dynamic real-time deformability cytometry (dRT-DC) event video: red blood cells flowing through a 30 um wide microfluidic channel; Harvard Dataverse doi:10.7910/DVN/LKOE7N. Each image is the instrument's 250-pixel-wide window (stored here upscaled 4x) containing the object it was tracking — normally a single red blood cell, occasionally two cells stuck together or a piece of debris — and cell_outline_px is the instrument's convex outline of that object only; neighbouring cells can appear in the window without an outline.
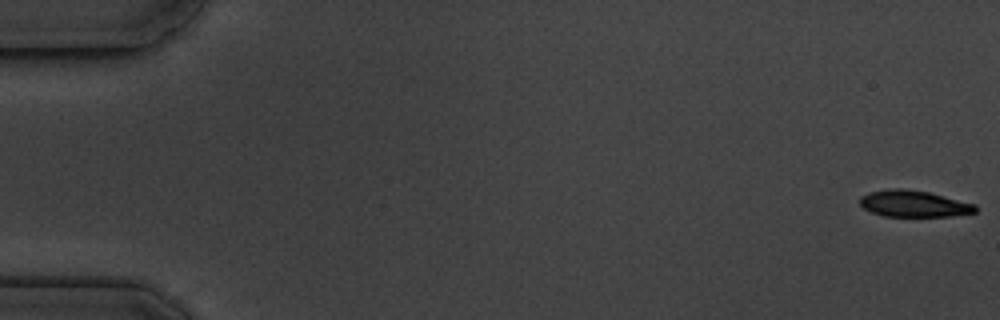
{"species": "common noctule bat (a hibernating species)", "species_latin": "Nyctalus noctula", "temperature_condition": "cold", "stored_images_in_passage": 9, "camera_frame_rate_fps": 3000, "um_per_image_px": 0.085, "animal": {"sex": "male", "body_mass_g": 19.5, "forearm_length_mm": 54.6}, "frame": {"image": 1, "passage_image": 1, "time_ms": 0.0, "image_size_px": [1000, 320], "cell_outline_px": [[976, 212], [948, 216], [884, 216], [872, 212], [864, 208], [860, 204], [860, 196], [868, 192], [888, 188], [900, 188], [928, 192], [976, 204]], "centroid_in_image_um": [77.64, 17.3], "position_along_channel_um": 7.4, "area_um2": 17.74}}
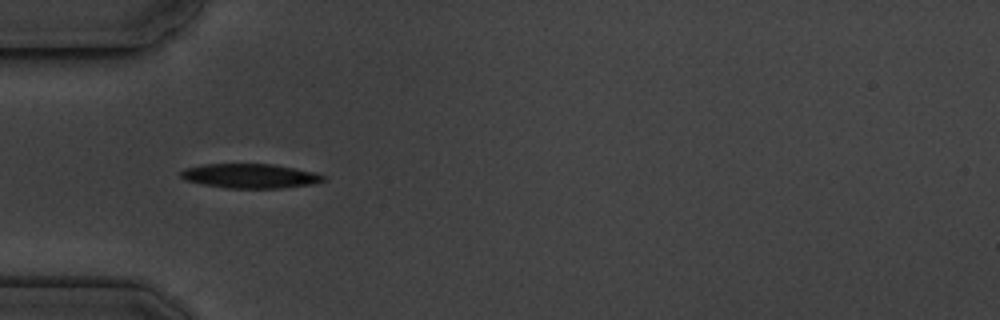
{"frame": {"image": 2, "passage_image": 6, "time_ms": 5.667, "image_size_px": [1000, 320], "cell_outline_px": [[328, 180], [312, 184], [280, 188], [224, 188], [184, 180], [180, 176], [180, 172], [184, 168], [200, 164], [272, 164], [296, 168], [316, 172], [324, 176]], "centroid_in_image_um": [21.26, 14.95], "position_along_channel_um": 63.7, "area_um2": 20.46}}
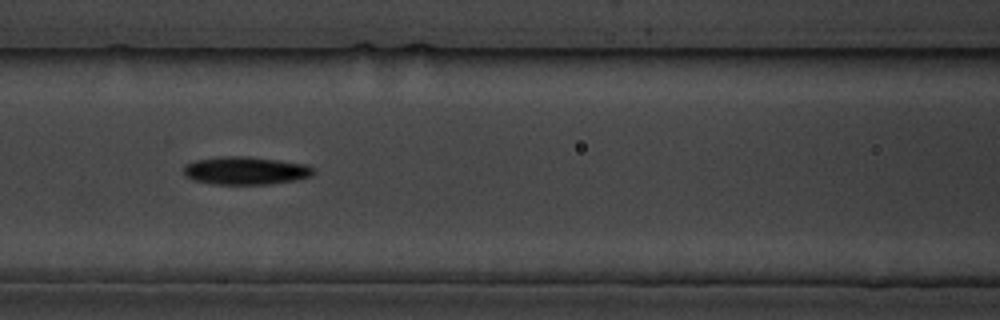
{"frame": {"image": 3, "passage_image": 8, "time_ms": 8.0, "image_size_px": [1000, 320], "cell_outline_px": [[316, 172], [312, 176], [296, 180], [268, 184], [212, 184], [192, 180], [184, 176], [184, 164], [196, 160], [220, 156], [248, 156], [304, 164], [312, 168]], "centroid_in_image_um": [20.83, 14.5], "position_along_channel_um": 145.8, "area_um2": 21.21}}